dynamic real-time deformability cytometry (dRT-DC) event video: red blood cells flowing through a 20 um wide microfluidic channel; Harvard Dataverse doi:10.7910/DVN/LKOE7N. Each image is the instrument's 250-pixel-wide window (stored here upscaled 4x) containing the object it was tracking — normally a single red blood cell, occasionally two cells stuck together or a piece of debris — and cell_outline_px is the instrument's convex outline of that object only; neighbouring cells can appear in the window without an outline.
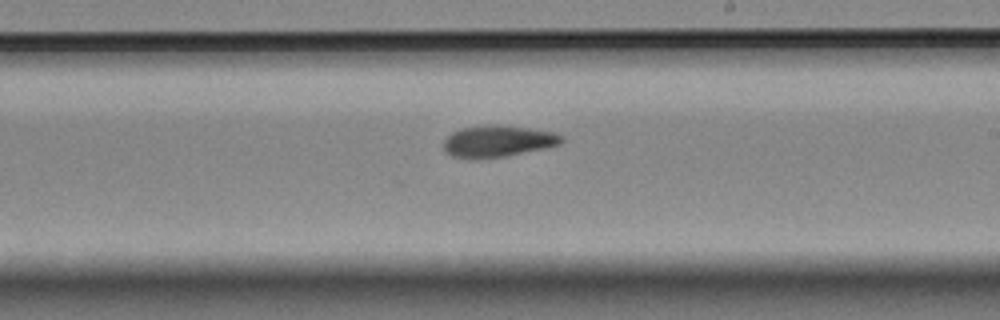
{"species": "Egyptian fruit bat (a non-hibernating species)", "species_latin": "Rousettus aegyptiacus", "temperature_condition": "room temperature", "stored_images_in_passage": 8, "camera_frame_rate_fps": 3000, "um_per_image_px": 0.085, "animal": {"sex": "female"}, "frame": {"image": 1, "passage_image": 7, "time_ms": 10.0, "image_size_px": [1000, 320], "cell_outline_px": [[564, 140], [560, 144], [544, 148], [504, 156], [480, 160], [452, 156], [444, 148], [444, 140], [452, 132], [460, 128], [488, 124], [496, 124], [528, 128], [552, 132], [560, 136]], "centroid_in_image_um": [42.27, 12.0], "position_along_channel_um": 246.7, "area_um2": 21.62}}